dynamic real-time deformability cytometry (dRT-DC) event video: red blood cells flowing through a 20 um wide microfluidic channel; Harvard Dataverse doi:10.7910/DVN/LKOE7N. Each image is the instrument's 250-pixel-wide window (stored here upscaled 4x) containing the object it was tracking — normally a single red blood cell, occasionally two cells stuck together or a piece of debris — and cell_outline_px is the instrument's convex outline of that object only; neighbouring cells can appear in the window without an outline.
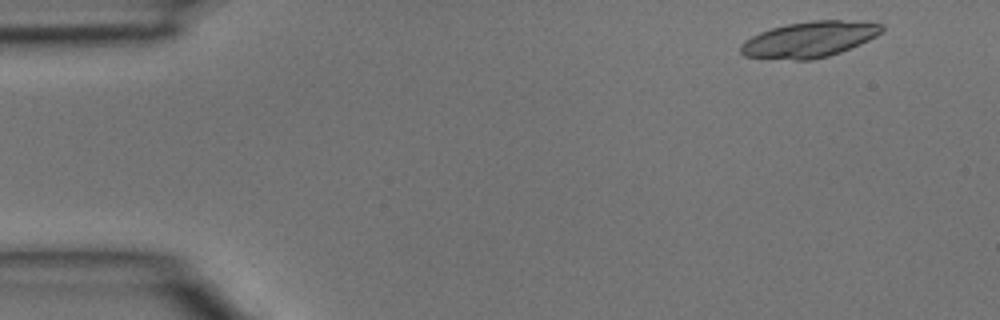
{"species": "common noctule bat (a hibernating species)", "species_latin": "Nyctalus noctula", "temperature_condition": "room temperature", "stored_images_in_passage": 3, "camera_frame_rate_fps": 3000, "um_per_image_px": 0.085, "animal": {"sex": "male", "body_mass_g": 15.6}, "frame": {"image": 1, "passage_image": 1, "time_ms": 0.0, "image_size_px": [1000, 320], "cell_outline_px": [[884, 28], [876, 36], [860, 44], [840, 52], [828, 56], [812, 60], [796, 60], [744, 56], [740, 52], [740, 44], [744, 40], [760, 32], [772, 28], [788, 24], [812, 20], [840, 20], [884, 24]], "centroid_in_image_um": [68.78, 3.35], "position_along_channel_um": 16.2, "area_um2": 29.25}}